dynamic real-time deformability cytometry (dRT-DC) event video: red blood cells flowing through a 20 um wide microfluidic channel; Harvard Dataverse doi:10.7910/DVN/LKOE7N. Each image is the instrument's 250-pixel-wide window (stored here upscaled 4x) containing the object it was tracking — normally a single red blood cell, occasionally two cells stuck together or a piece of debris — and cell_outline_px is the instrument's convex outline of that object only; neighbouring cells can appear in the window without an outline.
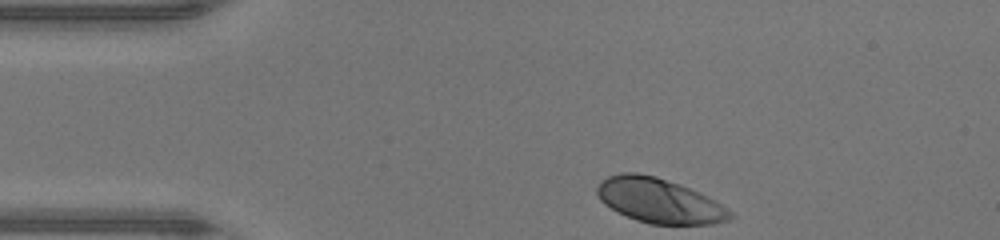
{"species": "human", "species_latin": "Homo sapiens", "temperature_condition": "warm", "stored_images_in_passage": 31, "camera_frame_rate_fps": 3000, "um_per_image_px": 0.085, "donor": {"sex": "male"}, "frame": {"image": 1, "passage_image": 1, "time_ms": 0.0, "image_size_px": [1000, 240], "cell_outline_px": [[732, 216], [728, 220], [712, 224], [652, 224], [636, 220], [604, 204], [600, 200], [596, 192], [596, 188], [600, 180], [608, 176], [620, 172], [636, 172], [656, 176], [688, 188], [720, 204], [732, 212]], "centroid_in_image_um": [55.97, 17.04], "position_along_channel_um": 29.0, "area_um2": 34.1}}
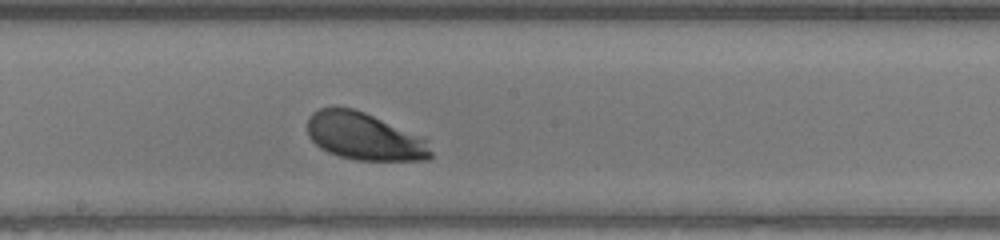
{"frame": {"image": 2, "passage_image": 18, "time_ms": 5.667, "image_size_px": [1000, 240], "cell_outline_px": [[432, 156], [428, 160], [356, 160], [340, 156], [328, 152], [320, 148], [308, 136], [308, 116], [312, 112], [320, 108], [352, 108], [364, 112], [424, 136], [432, 152]], "centroid_in_image_um": [30.99, 11.6], "position_along_channel_um": 217.2, "area_um2": 34.16}}
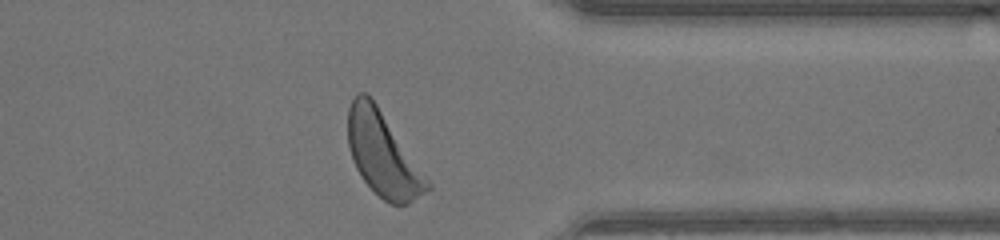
{"frame": {"image": 3, "passage_image": 30, "time_ms": 9.667, "image_size_px": [1000, 240], "cell_outline_px": [[432, 188], [408, 204], [392, 204], [384, 200], [364, 180], [356, 168], [352, 160], [348, 144], [348, 108], [356, 92], [364, 92], [376, 104], [432, 184]], "centroid_in_image_um": [32.54, 13.12], "position_along_channel_um": 378.9, "area_um2": 38.03}, "authors_computed_cell_mechanics": {"area_um2": 34.5066, "velocity_mm_per_s": 4.2934, "shape_relaxation_time_tau1_ms": 0.6475, "shape_relaxation_time_tau2_ms": null, "deformation_change_tau1": 0.1102, "deformation_change_tau2": null}}